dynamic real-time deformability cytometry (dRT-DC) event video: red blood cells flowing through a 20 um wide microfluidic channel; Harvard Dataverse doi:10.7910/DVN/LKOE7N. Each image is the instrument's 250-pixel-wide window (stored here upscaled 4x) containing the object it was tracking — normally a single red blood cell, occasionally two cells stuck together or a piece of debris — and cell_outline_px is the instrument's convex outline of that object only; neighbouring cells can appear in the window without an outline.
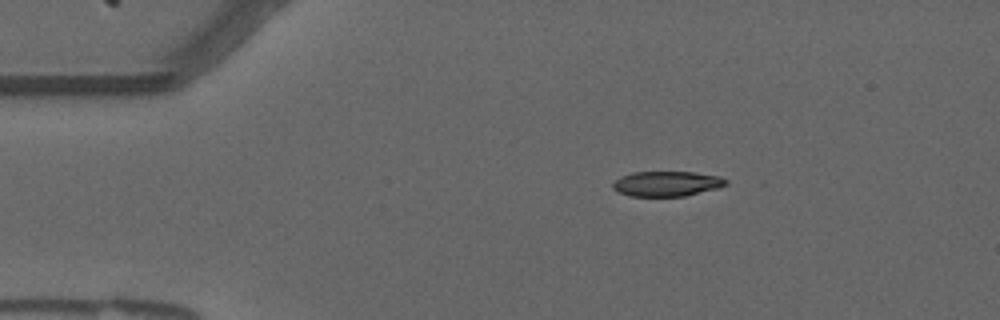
{"species": "common noctule bat (a hibernating species)", "species_latin": "Nyctalus noctula", "temperature_condition": "warm", "stored_images_in_passage": 7, "camera_frame_rate_fps": 3000, "um_per_image_px": 0.085, "animal": {"sex": "male", "forearm_length_mm": 52.5}, "frame": {"image": 1, "passage_image": 1, "time_ms": 0.0, "image_size_px": [1000, 320], "cell_outline_px": [[728, 184], [720, 188], [684, 196], [628, 196], [616, 192], [612, 188], [612, 184], [620, 176], [632, 172], [692, 172], [720, 176], [728, 180]], "centroid_in_image_um": [56.67, 15.62], "position_along_channel_um": 28.3, "area_um2": 16.76}}